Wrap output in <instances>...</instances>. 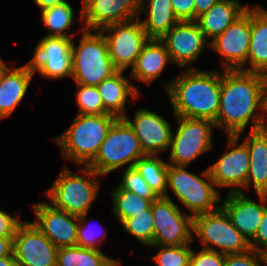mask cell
Segmentation results:
<instances>
[{
  "label": "cell",
  "mask_w": 267,
  "mask_h": 266,
  "mask_svg": "<svg viewBox=\"0 0 267 266\" xmlns=\"http://www.w3.org/2000/svg\"><path fill=\"white\" fill-rule=\"evenodd\" d=\"M267 76L242 70L221 72V93L215 127L225 128L227 136L240 135L252 119L251 131L263 129ZM253 115V117H252Z\"/></svg>",
  "instance_id": "6da1fadb"
},
{
  "label": "cell",
  "mask_w": 267,
  "mask_h": 266,
  "mask_svg": "<svg viewBox=\"0 0 267 266\" xmlns=\"http://www.w3.org/2000/svg\"><path fill=\"white\" fill-rule=\"evenodd\" d=\"M260 194L267 200V186Z\"/></svg>",
  "instance_id": "681fc988"
},
{
  "label": "cell",
  "mask_w": 267,
  "mask_h": 266,
  "mask_svg": "<svg viewBox=\"0 0 267 266\" xmlns=\"http://www.w3.org/2000/svg\"><path fill=\"white\" fill-rule=\"evenodd\" d=\"M225 254L221 251L201 249L198 253L192 250L189 266H224Z\"/></svg>",
  "instance_id": "8d00e7d4"
},
{
  "label": "cell",
  "mask_w": 267,
  "mask_h": 266,
  "mask_svg": "<svg viewBox=\"0 0 267 266\" xmlns=\"http://www.w3.org/2000/svg\"><path fill=\"white\" fill-rule=\"evenodd\" d=\"M111 194L114 202L113 211L121 223L135 214L145 213V210L151 209V204L155 200L144 199L133 192L119 187H116Z\"/></svg>",
  "instance_id": "4dcf8cb0"
},
{
  "label": "cell",
  "mask_w": 267,
  "mask_h": 266,
  "mask_svg": "<svg viewBox=\"0 0 267 266\" xmlns=\"http://www.w3.org/2000/svg\"><path fill=\"white\" fill-rule=\"evenodd\" d=\"M134 167L158 197H166L168 163L156 155L139 158Z\"/></svg>",
  "instance_id": "83f0119b"
},
{
  "label": "cell",
  "mask_w": 267,
  "mask_h": 266,
  "mask_svg": "<svg viewBox=\"0 0 267 266\" xmlns=\"http://www.w3.org/2000/svg\"><path fill=\"white\" fill-rule=\"evenodd\" d=\"M168 62L171 60L165 44L160 39H149L136 58L130 76L150 85Z\"/></svg>",
  "instance_id": "44dd1931"
},
{
  "label": "cell",
  "mask_w": 267,
  "mask_h": 266,
  "mask_svg": "<svg viewBox=\"0 0 267 266\" xmlns=\"http://www.w3.org/2000/svg\"><path fill=\"white\" fill-rule=\"evenodd\" d=\"M117 119L111 114H78L69 129L54 140L61 148L63 157L87 166L95 158Z\"/></svg>",
  "instance_id": "3957f363"
},
{
  "label": "cell",
  "mask_w": 267,
  "mask_h": 266,
  "mask_svg": "<svg viewBox=\"0 0 267 266\" xmlns=\"http://www.w3.org/2000/svg\"><path fill=\"white\" fill-rule=\"evenodd\" d=\"M251 38V8L235 20L220 36L208 43L224 60L225 70H242L247 62Z\"/></svg>",
  "instance_id": "5bb4252c"
},
{
  "label": "cell",
  "mask_w": 267,
  "mask_h": 266,
  "mask_svg": "<svg viewBox=\"0 0 267 266\" xmlns=\"http://www.w3.org/2000/svg\"><path fill=\"white\" fill-rule=\"evenodd\" d=\"M125 230L132 234L144 245H152L154 238V220L151 209L145 213L135 214L133 217L125 219L122 223Z\"/></svg>",
  "instance_id": "1f68e13d"
},
{
  "label": "cell",
  "mask_w": 267,
  "mask_h": 266,
  "mask_svg": "<svg viewBox=\"0 0 267 266\" xmlns=\"http://www.w3.org/2000/svg\"><path fill=\"white\" fill-rule=\"evenodd\" d=\"M238 138L239 135L228 136V146L231 148L234 146V149L223 154L209 167L215 186H227L230 192H243L241 187H246L249 171V151L244 143L236 147Z\"/></svg>",
  "instance_id": "9a60e30c"
},
{
  "label": "cell",
  "mask_w": 267,
  "mask_h": 266,
  "mask_svg": "<svg viewBox=\"0 0 267 266\" xmlns=\"http://www.w3.org/2000/svg\"><path fill=\"white\" fill-rule=\"evenodd\" d=\"M91 0H83V8L90 2Z\"/></svg>",
  "instance_id": "f907efd6"
},
{
  "label": "cell",
  "mask_w": 267,
  "mask_h": 266,
  "mask_svg": "<svg viewBox=\"0 0 267 266\" xmlns=\"http://www.w3.org/2000/svg\"><path fill=\"white\" fill-rule=\"evenodd\" d=\"M145 0H141V11L144 12ZM148 18L142 21L149 39H161L174 25L180 22L172 6V0H147Z\"/></svg>",
  "instance_id": "4316f807"
},
{
  "label": "cell",
  "mask_w": 267,
  "mask_h": 266,
  "mask_svg": "<svg viewBox=\"0 0 267 266\" xmlns=\"http://www.w3.org/2000/svg\"><path fill=\"white\" fill-rule=\"evenodd\" d=\"M83 35L78 47L72 42V77L77 84L97 86L104 79L115 74L114 66L108 53L107 41L100 30L82 29Z\"/></svg>",
  "instance_id": "277c9868"
},
{
  "label": "cell",
  "mask_w": 267,
  "mask_h": 266,
  "mask_svg": "<svg viewBox=\"0 0 267 266\" xmlns=\"http://www.w3.org/2000/svg\"><path fill=\"white\" fill-rule=\"evenodd\" d=\"M141 0H91L81 10V19L86 20L84 29L100 30L110 24L139 18Z\"/></svg>",
  "instance_id": "ac0fdd59"
},
{
  "label": "cell",
  "mask_w": 267,
  "mask_h": 266,
  "mask_svg": "<svg viewBox=\"0 0 267 266\" xmlns=\"http://www.w3.org/2000/svg\"><path fill=\"white\" fill-rule=\"evenodd\" d=\"M41 18L44 26L50 30L46 36L71 38L67 31L64 32L70 29L74 19V10L67 1L42 10Z\"/></svg>",
  "instance_id": "f546056e"
},
{
  "label": "cell",
  "mask_w": 267,
  "mask_h": 266,
  "mask_svg": "<svg viewBox=\"0 0 267 266\" xmlns=\"http://www.w3.org/2000/svg\"><path fill=\"white\" fill-rule=\"evenodd\" d=\"M17 218L0 210V237H14L16 235L19 225L23 222L19 217Z\"/></svg>",
  "instance_id": "60d3db41"
},
{
  "label": "cell",
  "mask_w": 267,
  "mask_h": 266,
  "mask_svg": "<svg viewBox=\"0 0 267 266\" xmlns=\"http://www.w3.org/2000/svg\"><path fill=\"white\" fill-rule=\"evenodd\" d=\"M109 259L101 250L63 247L58 249L56 266H103Z\"/></svg>",
  "instance_id": "f1b7e54d"
},
{
  "label": "cell",
  "mask_w": 267,
  "mask_h": 266,
  "mask_svg": "<svg viewBox=\"0 0 267 266\" xmlns=\"http://www.w3.org/2000/svg\"><path fill=\"white\" fill-rule=\"evenodd\" d=\"M58 248L34 222L23 221L13 238L17 266H56Z\"/></svg>",
  "instance_id": "4fadbf2b"
},
{
  "label": "cell",
  "mask_w": 267,
  "mask_h": 266,
  "mask_svg": "<svg viewBox=\"0 0 267 266\" xmlns=\"http://www.w3.org/2000/svg\"><path fill=\"white\" fill-rule=\"evenodd\" d=\"M100 31L109 33V35H104L109 56L114 66L122 71L134 65L143 45L149 40L139 18L110 24Z\"/></svg>",
  "instance_id": "8fae6325"
},
{
  "label": "cell",
  "mask_w": 267,
  "mask_h": 266,
  "mask_svg": "<svg viewBox=\"0 0 267 266\" xmlns=\"http://www.w3.org/2000/svg\"><path fill=\"white\" fill-rule=\"evenodd\" d=\"M267 112V84H266V89H265V110Z\"/></svg>",
  "instance_id": "c3c4849f"
},
{
  "label": "cell",
  "mask_w": 267,
  "mask_h": 266,
  "mask_svg": "<svg viewBox=\"0 0 267 266\" xmlns=\"http://www.w3.org/2000/svg\"><path fill=\"white\" fill-rule=\"evenodd\" d=\"M82 170L92 180L73 174L64 168L51 188L46 191L47 197L55 208L78 217L89 212L90 206L98 195L100 185L97 179L93 180V177L101 176L88 166Z\"/></svg>",
  "instance_id": "8992f818"
},
{
  "label": "cell",
  "mask_w": 267,
  "mask_h": 266,
  "mask_svg": "<svg viewBox=\"0 0 267 266\" xmlns=\"http://www.w3.org/2000/svg\"><path fill=\"white\" fill-rule=\"evenodd\" d=\"M154 220L152 245L180 246L193 241V216L182 214L170 197H158L151 204Z\"/></svg>",
  "instance_id": "30bf717a"
},
{
  "label": "cell",
  "mask_w": 267,
  "mask_h": 266,
  "mask_svg": "<svg viewBox=\"0 0 267 266\" xmlns=\"http://www.w3.org/2000/svg\"><path fill=\"white\" fill-rule=\"evenodd\" d=\"M13 238L0 237V258L13 254Z\"/></svg>",
  "instance_id": "7bdbcfd3"
},
{
  "label": "cell",
  "mask_w": 267,
  "mask_h": 266,
  "mask_svg": "<svg viewBox=\"0 0 267 266\" xmlns=\"http://www.w3.org/2000/svg\"><path fill=\"white\" fill-rule=\"evenodd\" d=\"M195 0H172L173 11L181 22L194 21Z\"/></svg>",
  "instance_id": "f35d334b"
},
{
  "label": "cell",
  "mask_w": 267,
  "mask_h": 266,
  "mask_svg": "<svg viewBox=\"0 0 267 266\" xmlns=\"http://www.w3.org/2000/svg\"><path fill=\"white\" fill-rule=\"evenodd\" d=\"M38 222L35 225L59 249L77 246L79 217L55 208L50 203L33 206Z\"/></svg>",
  "instance_id": "2e32d148"
},
{
  "label": "cell",
  "mask_w": 267,
  "mask_h": 266,
  "mask_svg": "<svg viewBox=\"0 0 267 266\" xmlns=\"http://www.w3.org/2000/svg\"><path fill=\"white\" fill-rule=\"evenodd\" d=\"M118 187L133 192L144 199L158 198L135 167L125 169L121 184Z\"/></svg>",
  "instance_id": "e575fe53"
},
{
  "label": "cell",
  "mask_w": 267,
  "mask_h": 266,
  "mask_svg": "<svg viewBox=\"0 0 267 266\" xmlns=\"http://www.w3.org/2000/svg\"><path fill=\"white\" fill-rule=\"evenodd\" d=\"M87 214H83L79 216V225L77 228V246L87 248V249H94L100 250L97 247V242L99 241L96 237V234L90 230L85 223V218ZM98 232V231H97ZM97 239V240H96Z\"/></svg>",
  "instance_id": "74e56055"
},
{
  "label": "cell",
  "mask_w": 267,
  "mask_h": 266,
  "mask_svg": "<svg viewBox=\"0 0 267 266\" xmlns=\"http://www.w3.org/2000/svg\"><path fill=\"white\" fill-rule=\"evenodd\" d=\"M192 232L201 239L205 246L203 249L218 251L215 249L218 246L225 255L251 249L248 240L233 225L221 206L214 211L194 216Z\"/></svg>",
  "instance_id": "ba28073f"
},
{
  "label": "cell",
  "mask_w": 267,
  "mask_h": 266,
  "mask_svg": "<svg viewBox=\"0 0 267 266\" xmlns=\"http://www.w3.org/2000/svg\"><path fill=\"white\" fill-rule=\"evenodd\" d=\"M178 128L171 136L170 163L186 166L202 153L212 148V127L215 123L206 119L176 116Z\"/></svg>",
  "instance_id": "9c48e42d"
},
{
  "label": "cell",
  "mask_w": 267,
  "mask_h": 266,
  "mask_svg": "<svg viewBox=\"0 0 267 266\" xmlns=\"http://www.w3.org/2000/svg\"><path fill=\"white\" fill-rule=\"evenodd\" d=\"M257 195L263 205L246 198L243 192H229L227 199L220 205L249 243L254 239L267 209V200L261 194Z\"/></svg>",
  "instance_id": "ffe728a7"
},
{
  "label": "cell",
  "mask_w": 267,
  "mask_h": 266,
  "mask_svg": "<svg viewBox=\"0 0 267 266\" xmlns=\"http://www.w3.org/2000/svg\"><path fill=\"white\" fill-rule=\"evenodd\" d=\"M248 7V5H241L238 0H220L198 17L196 22L205 37L214 40L237 20Z\"/></svg>",
  "instance_id": "603a6c76"
},
{
  "label": "cell",
  "mask_w": 267,
  "mask_h": 266,
  "mask_svg": "<svg viewBox=\"0 0 267 266\" xmlns=\"http://www.w3.org/2000/svg\"><path fill=\"white\" fill-rule=\"evenodd\" d=\"M220 0H195L194 3V21L202 14L207 12L214 4Z\"/></svg>",
  "instance_id": "b9f144b4"
},
{
  "label": "cell",
  "mask_w": 267,
  "mask_h": 266,
  "mask_svg": "<svg viewBox=\"0 0 267 266\" xmlns=\"http://www.w3.org/2000/svg\"><path fill=\"white\" fill-rule=\"evenodd\" d=\"M160 40L165 44L171 62L180 67L197 60L207 43L196 21L178 22Z\"/></svg>",
  "instance_id": "e0dca14e"
},
{
  "label": "cell",
  "mask_w": 267,
  "mask_h": 266,
  "mask_svg": "<svg viewBox=\"0 0 267 266\" xmlns=\"http://www.w3.org/2000/svg\"><path fill=\"white\" fill-rule=\"evenodd\" d=\"M120 262L115 259H109L103 266H119Z\"/></svg>",
  "instance_id": "7dc6e473"
},
{
  "label": "cell",
  "mask_w": 267,
  "mask_h": 266,
  "mask_svg": "<svg viewBox=\"0 0 267 266\" xmlns=\"http://www.w3.org/2000/svg\"><path fill=\"white\" fill-rule=\"evenodd\" d=\"M78 85L76 93L79 113L84 115H102L107 114L103 105L101 95L96 86Z\"/></svg>",
  "instance_id": "836d02e7"
},
{
  "label": "cell",
  "mask_w": 267,
  "mask_h": 266,
  "mask_svg": "<svg viewBox=\"0 0 267 266\" xmlns=\"http://www.w3.org/2000/svg\"><path fill=\"white\" fill-rule=\"evenodd\" d=\"M159 248L158 254L153 259L156 266H189L192 249L188 244L180 246L149 245Z\"/></svg>",
  "instance_id": "d6a6232c"
},
{
  "label": "cell",
  "mask_w": 267,
  "mask_h": 266,
  "mask_svg": "<svg viewBox=\"0 0 267 266\" xmlns=\"http://www.w3.org/2000/svg\"><path fill=\"white\" fill-rule=\"evenodd\" d=\"M266 122H267V121H265V124H266V125L264 126V128L267 130V123H266Z\"/></svg>",
  "instance_id": "f5cc1de1"
},
{
  "label": "cell",
  "mask_w": 267,
  "mask_h": 266,
  "mask_svg": "<svg viewBox=\"0 0 267 266\" xmlns=\"http://www.w3.org/2000/svg\"><path fill=\"white\" fill-rule=\"evenodd\" d=\"M0 266H17L14 255H8L0 258Z\"/></svg>",
  "instance_id": "f6af8a7d"
},
{
  "label": "cell",
  "mask_w": 267,
  "mask_h": 266,
  "mask_svg": "<svg viewBox=\"0 0 267 266\" xmlns=\"http://www.w3.org/2000/svg\"><path fill=\"white\" fill-rule=\"evenodd\" d=\"M33 74L23 65L11 68L0 80V119L9 116L24 98Z\"/></svg>",
  "instance_id": "484cf974"
},
{
  "label": "cell",
  "mask_w": 267,
  "mask_h": 266,
  "mask_svg": "<svg viewBox=\"0 0 267 266\" xmlns=\"http://www.w3.org/2000/svg\"><path fill=\"white\" fill-rule=\"evenodd\" d=\"M124 119L134 129L146 155L157 156L159 152L170 147L171 126L162 116L147 109H139L132 122L128 117Z\"/></svg>",
  "instance_id": "d6986e66"
},
{
  "label": "cell",
  "mask_w": 267,
  "mask_h": 266,
  "mask_svg": "<svg viewBox=\"0 0 267 266\" xmlns=\"http://www.w3.org/2000/svg\"><path fill=\"white\" fill-rule=\"evenodd\" d=\"M9 67L5 65L4 61L0 58V80L3 75L8 71Z\"/></svg>",
  "instance_id": "bcb514c9"
},
{
  "label": "cell",
  "mask_w": 267,
  "mask_h": 266,
  "mask_svg": "<svg viewBox=\"0 0 267 266\" xmlns=\"http://www.w3.org/2000/svg\"><path fill=\"white\" fill-rule=\"evenodd\" d=\"M72 42L71 38L45 36L38 42L33 59L24 66L46 78L72 77Z\"/></svg>",
  "instance_id": "7c38bea8"
},
{
  "label": "cell",
  "mask_w": 267,
  "mask_h": 266,
  "mask_svg": "<svg viewBox=\"0 0 267 266\" xmlns=\"http://www.w3.org/2000/svg\"><path fill=\"white\" fill-rule=\"evenodd\" d=\"M122 72V70H118L96 86L101 95L105 112L117 118L126 117L124 112L127 98L130 96L132 99H136L139 96V90L130 84L126 77L122 76Z\"/></svg>",
  "instance_id": "7402d4cb"
},
{
  "label": "cell",
  "mask_w": 267,
  "mask_h": 266,
  "mask_svg": "<svg viewBox=\"0 0 267 266\" xmlns=\"http://www.w3.org/2000/svg\"><path fill=\"white\" fill-rule=\"evenodd\" d=\"M184 168L186 166L168 164L167 187H171L183 205L193 212V217L218 209L220 205L215 206L214 203H220L221 198L218 197L209 169L203 172L208 182Z\"/></svg>",
  "instance_id": "52a82bcc"
},
{
  "label": "cell",
  "mask_w": 267,
  "mask_h": 266,
  "mask_svg": "<svg viewBox=\"0 0 267 266\" xmlns=\"http://www.w3.org/2000/svg\"><path fill=\"white\" fill-rule=\"evenodd\" d=\"M265 257V264L267 265V252L264 254Z\"/></svg>",
  "instance_id": "816d5d0a"
},
{
  "label": "cell",
  "mask_w": 267,
  "mask_h": 266,
  "mask_svg": "<svg viewBox=\"0 0 267 266\" xmlns=\"http://www.w3.org/2000/svg\"><path fill=\"white\" fill-rule=\"evenodd\" d=\"M247 61L251 68L246 72L267 76V10L257 6L251 9V38Z\"/></svg>",
  "instance_id": "d4e9b609"
},
{
  "label": "cell",
  "mask_w": 267,
  "mask_h": 266,
  "mask_svg": "<svg viewBox=\"0 0 267 266\" xmlns=\"http://www.w3.org/2000/svg\"><path fill=\"white\" fill-rule=\"evenodd\" d=\"M175 116L215 122L220 102L221 72L187 68L166 84Z\"/></svg>",
  "instance_id": "7a4b0ae2"
},
{
  "label": "cell",
  "mask_w": 267,
  "mask_h": 266,
  "mask_svg": "<svg viewBox=\"0 0 267 266\" xmlns=\"http://www.w3.org/2000/svg\"><path fill=\"white\" fill-rule=\"evenodd\" d=\"M258 259L265 263L264 254L250 249L243 253L226 254L224 266H261Z\"/></svg>",
  "instance_id": "d590c367"
},
{
  "label": "cell",
  "mask_w": 267,
  "mask_h": 266,
  "mask_svg": "<svg viewBox=\"0 0 267 266\" xmlns=\"http://www.w3.org/2000/svg\"><path fill=\"white\" fill-rule=\"evenodd\" d=\"M144 156L134 129L124 118H118L87 166L98 175H105L127 163H130L127 167H134L135 162Z\"/></svg>",
  "instance_id": "5b68a950"
},
{
  "label": "cell",
  "mask_w": 267,
  "mask_h": 266,
  "mask_svg": "<svg viewBox=\"0 0 267 266\" xmlns=\"http://www.w3.org/2000/svg\"><path fill=\"white\" fill-rule=\"evenodd\" d=\"M249 151V171L246 188L253 183L256 194L267 186V130L251 131L243 142ZM252 180V181H251Z\"/></svg>",
  "instance_id": "cb8c5ba5"
},
{
  "label": "cell",
  "mask_w": 267,
  "mask_h": 266,
  "mask_svg": "<svg viewBox=\"0 0 267 266\" xmlns=\"http://www.w3.org/2000/svg\"><path fill=\"white\" fill-rule=\"evenodd\" d=\"M36 5L41 8V11L54 5L62 4L66 0H34Z\"/></svg>",
  "instance_id": "ee69618b"
},
{
  "label": "cell",
  "mask_w": 267,
  "mask_h": 266,
  "mask_svg": "<svg viewBox=\"0 0 267 266\" xmlns=\"http://www.w3.org/2000/svg\"><path fill=\"white\" fill-rule=\"evenodd\" d=\"M259 244L263 246L264 249L259 247ZM250 248L262 254L267 252V209L260 221V225L258 226L254 239L250 242Z\"/></svg>",
  "instance_id": "ab89813d"
}]
</instances>
